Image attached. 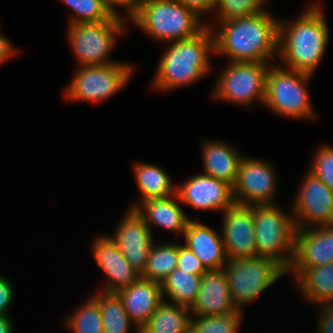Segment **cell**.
I'll return each mask as SVG.
<instances>
[{
    "label": "cell",
    "instance_id": "6da1fadb",
    "mask_svg": "<svg viewBox=\"0 0 333 333\" xmlns=\"http://www.w3.org/2000/svg\"><path fill=\"white\" fill-rule=\"evenodd\" d=\"M279 19L270 11L217 22L213 32L215 54L229 62H272L278 57ZM220 26V27H219Z\"/></svg>",
    "mask_w": 333,
    "mask_h": 333
},
{
    "label": "cell",
    "instance_id": "7a4b0ae2",
    "mask_svg": "<svg viewBox=\"0 0 333 333\" xmlns=\"http://www.w3.org/2000/svg\"><path fill=\"white\" fill-rule=\"evenodd\" d=\"M322 6H306L296 20L279 19L278 58L284 68L313 75L329 41V28Z\"/></svg>",
    "mask_w": 333,
    "mask_h": 333
},
{
    "label": "cell",
    "instance_id": "3957f363",
    "mask_svg": "<svg viewBox=\"0 0 333 333\" xmlns=\"http://www.w3.org/2000/svg\"><path fill=\"white\" fill-rule=\"evenodd\" d=\"M155 75L153 89L161 92L182 88L202 80L212 69L214 35L209 26L192 38L165 44Z\"/></svg>",
    "mask_w": 333,
    "mask_h": 333
},
{
    "label": "cell",
    "instance_id": "277c9868",
    "mask_svg": "<svg viewBox=\"0 0 333 333\" xmlns=\"http://www.w3.org/2000/svg\"><path fill=\"white\" fill-rule=\"evenodd\" d=\"M129 23L162 43L192 38L207 26L206 21L176 0H145Z\"/></svg>",
    "mask_w": 333,
    "mask_h": 333
},
{
    "label": "cell",
    "instance_id": "5b68a950",
    "mask_svg": "<svg viewBox=\"0 0 333 333\" xmlns=\"http://www.w3.org/2000/svg\"><path fill=\"white\" fill-rule=\"evenodd\" d=\"M312 75L279 65L270 66L266 77L264 106L287 119L312 120L317 115L310 101Z\"/></svg>",
    "mask_w": 333,
    "mask_h": 333
},
{
    "label": "cell",
    "instance_id": "8992f818",
    "mask_svg": "<svg viewBox=\"0 0 333 333\" xmlns=\"http://www.w3.org/2000/svg\"><path fill=\"white\" fill-rule=\"evenodd\" d=\"M278 206L277 203L254 205L257 256L276 260L287 270L294 256L297 228L293 213L287 214Z\"/></svg>",
    "mask_w": 333,
    "mask_h": 333
},
{
    "label": "cell",
    "instance_id": "52a82bcc",
    "mask_svg": "<svg viewBox=\"0 0 333 333\" xmlns=\"http://www.w3.org/2000/svg\"><path fill=\"white\" fill-rule=\"evenodd\" d=\"M124 20L112 16L106 21L68 25L67 39L78 66L108 65L117 62L108 56L115 49L117 39L127 32Z\"/></svg>",
    "mask_w": 333,
    "mask_h": 333
},
{
    "label": "cell",
    "instance_id": "ba28073f",
    "mask_svg": "<svg viewBox=\"0 0 333 333\" xmlns=\"http://www.w3.org/2000/svg\"><path fill=\"white\" fill-rule=\"evenodd\" d=\"M230 295L238 309L256 300L276 283L287 270L276 260L256 256L228 260L223 268Z\"/></svg>",
    "mask_w": 333,
    "mask_h": 333
},
{
    "label": "cell",
    "instance_id": "9c48e42d",
    "mask_svg": "<svg viewBox=\"0 0 333 333\" xmlns=\"http://www.w3.org/2000/svg\"><path fill=\"white\" fill-rule=\"evenodd\" d=\"M211 91L215 100L238 106H251L265 100L266 77L272 63L227 62Z\"/></svg>",
    "mask_w": 333,
    "mask_h": 333
},
{
    "label": "cell",
    "instance_id": "30bf717a",
    "mask_svg": "<svg viewBox=\"0 0 333 333\" xmlns=\"http://www.w3.org/2000/svg\"><path fill=\"white\" fill-rule=\"evenodd\" d=\"M135 67L125 62L79 66L64 90L69 101L104 102L120 92L132 79Z\"/></svg>",
    "mask_w": 333,
    "mask_h": 333
},
{
    "label": "cell",
    "instance_id": "8fae6325",
    "mask_svg": "<svg viewBox=\"0 0 333 333\" xmlns=\"http://www.w3.org/2000/svg\"><path fill=\"white\" fill-rule=\"evenodd\" d=\"M274 170L267 160L243 156L233 186L235 203L249 206L276 204L278 178Z\"/></svg>",
    "mask_w": 333,
    "mask_h": 333
},
{
    "label": "cell",
    "instance_id": "7c38bea8",
    "mask_svg": "<svg viewBox=\"0 0 333 333\" xmlns=\"http://www.w3.org/2000/svg\"><path fill=\"white\" fill-rule=\"evenodd\" d=\"M292 205L297 229L333 225V191L308 170Z\"/></svg>",
    "mask_w": 333,
    "mask_h": 333
},
{
    "label": "cell",
    "instance_id": "4fadbf2b",
    "mask_svg": "<svg viewBox=\"0 0 333 333\" xmlns=\"http://www.w3.org/2000/svg\"><path fill=\"white\" fill-rule=\"evenodd\" d=\"M222 218V237L229 260L257 256L254 205L234 203Z\"/></svg>",
    "mask_w": 333,
    "mask_h": 333
},
{
    "label": "cell",
    "instance_id": "5bb4252c",
    "mask_svg": "<svg viewBox=\"0 0 333 333\" xmlns=\"http://www.w3.org/2000/svg\"><path fill=\"white\" fill-rule=\"evenodd\" d=\"M125 213L127 214L118 222L115 233L110 237L131 266L142 275L155 239L153 232L134 208H128Z\"/></svg>",
    "mask_w": 333,
    "mask_h": 333
},
{
    "label": "cell",
    "instance_id": "9a60e30c",
    "mask_svg": "<svg viewBox=\"0 0 333 333\" xmlns=\"http://www.w3.org/2000/svg\"><path fill=\"white\" fill-rule=\"evenodd\" d=\"M176 193L181 203L201 211L224 212L235 203L230 184L203 173L177 185Z\"/></svg>",
    "mask_w": 333,
    "mask_h": 333
},
{
    "label": "cell",
    "instance_id": "2e32d148",
    "mask_svg": "<svg viewBox=\"0 0 333 333\" xmlns=\"http://www.w3.org/2000/svg\"><path fill=\"white\" fill-rule=\"evenodd\" d=\"M333 262V225L297 229L294 256L287 273L294 278L305 268Z\"/></svg>",
    "mask_w": 333,
    "mask_h": 333
},
{
    "label": "cell",
    "instance_id": "e0dca14e",
    "mask_svg": "<svg viewBox=\"0 0 333 333\" xmlns=\"http://www.w3.org/2000/svg\"><path fill=\"white\" fill-rule=\"evenodd\" d=\"M91 247L97 266L106 276V285L100 291L117 293L141 278L109 235L97 236Z\"/></svg>",
    "mask_w": 333,
    "mask_h": 333
},
{
    "label": "cell",
    "instance_id": "ac0fdd59",
    "mask_svg": "<svg viewBox=\"0 0 333 333\" xmlns=\"http://www.w3.org/2000/svg\"><path fill=\"white\" fill-rule=\"evenodd\" d=\"M184 245L201 261L207 271L222 270L229 260L221 232L201 221L190 220L183 234Z\"/></svg>",
    "mask_w": 333,
    "mask_h": 333
},
{
    "label": "cell",
    "instance_id": "d6986e66",
    "mask_svg": "<svg viewBox=\"0 0 333 333\" xmlns=\"http://www.w3.org/2000/svg\"><path fill=\"white\" fill-rule=\"evenodd\" d=\"M192 316H214L242 311L230 295L224 270L207 271L202 275L196 302L190 308Z\"/></svg>",
    "mask_w": 333,
    "mask_h": 333
},
{
    "label": "cell",
    "instance_id": "ffe728a7",
    "mask_svg": "<svg viewBox=\"0 0 333 333\" xmlns=\"http://www.w3.org/2000/svg\"><path fill=\"white\" fill-rule=\"evenodd\" d=\"M117 294L136 327V333H140V329L163 301L161 283L143 278L121 289Z\"/></svg>",
    "mask_w": 333,
    "mask_h": 333
},
{
    "label": "cell",
    "instance_id": "44dd1931",
    "mask_svg": "<svg viewBox=\"0 0 333 333\" xmlns=\"http://www.w3.org/2000/svg\"><path fill=\"white\" fill-rule=\"evenodd\" d=\"M177 193L166 197L148 199L142 201L135 210L144 219L146 225L152 232L155 224L161 229L173 232L175 235H183L191 218L181 208Z\"/></svg>",
    "mask_w": 333,
    "mask_h": 333
},
{
    "label": "cell",
    "instance_id": "7402d4cb",
    "mask_svg": "<svg viewBox=\"0 0 333 333\" xmlns=\"http://www.w3.org/2000/svg\"><path fill=\"white\" fill-rule=\"evenodd\" d=\"M203 174L225 181L232 187L236 183L238 169L243 157L232 144L216 140L201 141Z\"/></svg>",
    "mask_w": 333,
    "mask_h": 333
},
{
    "label": "cell",
    "instance_id": "603a6c76",
    "mask_svg": "<svg viewBox=\"0 0 333 333\" xmlns=\"http://www.w3.org/2000/svg\"><path fill=\"white\" fill-rule=\"evenodd\" d=\"M132 170L141 197L139 203L133 202L129 208L135 209L144 200L166 198L176 193V184L160 165L137 161Z\"/></svg>",
    "mask_w": 333,
    "mask_h": 333
},
{
    "label": "cell",
    "instance_id": "cb8c5ba5",
    "mask_svg": "<svg viewBox=\"0 0 333 333\" xmlns=\"http://www.w3.org/2000/svg\"><path fill=\"white\" fill-rule=\"evenodd\" d=\"M301 296L317 305L333 303V262L303 269L295 278Z\"/></svg>",
    "mask_w": 333,
    "mask_h": 333
},
{
    "label": "cell",
    "instance_id": "d4e9b609",
    "mask_svg": "<svg viewBox=\"0 0 333 333\" xmlns=\"http://www.w3.org/2000/svg\"><path fill=\"white\" fill-rule=\"evenodd\" d=\"M191 318L190 308L165 299L140 329V333H189Z\"/></svg>",
    "mask_w": 333,
    "mask_h": 333
},
{
    "label": "cell",
    "instance_id": "484cf974",
    "mask_svg": "<svg viewBox=\"0 0 333 333\" xmlns=\"http://www.w3.org/2000/svg\"><path fill=\"white\" fill-rule=\"evenodd\" d=\"M202 275L175 268L162 282L163 300L191 308L200 290Z\"/></svg>",
    "mask_w": 333,
    "mask_h": 333
},
{
    "label": "cell",
    "instance_id": "4316f807",
    "mask_svg": "<svg viewBox=\"0 0 333 333\" xmlns=\"http://www.w3.org/2000/svg\"><path fill=\"white\" fill-rule=\"evenodd\" d=\"M99 304L104 333H129L134 325L117 293L96 290L92 295ZM132 324V325H131Z\"/></svg>",
    "mask_w": 333,
    "mask_h": 333
},
{
    "label": "cell",
    "instance_id": "83f0119b",
    "mask_svg": "<svg viewBox=\"0 0 333 333\" xmlns=\"http://www.w3.org/2000/svg\"><path fill=\"white\" fill-rule=\"evenodd\" d=\"M178 243L153 242L147 260V266L141 278L161 283L177 268Z\"/></svg>",
    "mask_w": 333,
    "mask_h": 333
},
{
    "label": "cell",
    "instance_id": "f1b7e54d",
    "mask_svg": "<svg viewBox=\"0 0 333 333\" xmlns=\"http://www.w3.org/2000/svg\"><path fill=\"white\" fill-rule=\"evenodd\" d=\"M64 322L72 333H104L101 309L93 296L67 316Z\"/></svg>",
    "mask_w": 333,
    "mask_h": 333
},
{
    "label": "cell",
    "instance_id": "f546056e",
    "mask_svg": "<svg viewBox=\"0 0 333 333\" xmlns=\"http://www.w3.org/2000/svg\"><path fill=\"white\" fill-rule=\"evenodd\" d=\"M244 311L224 315L192 316L189 333H238Z\"/></svg>",
    "mask_w": 333,
    "mask_h": 333
},
{
    "label": "cell",
    "instance_id": "4dcf8cb0",
    "mask_svg": "<svg viewBox=\"0 0 333 333\" xmlns=\"http://www.w3.org/2000/svg\"><path fill=\"white\" fill-rule=\"evenodd\" d=\"M74 13L68 15V25L75 23L101 22L113 15L107 9L104 0H62Z\"/></svg>",
    "mask_w": 333,
    "mask_h": 333
},
{
    "label": "cell",
    "instance_id": "1f68e13d",
    "mask_svg": "<svg viewBox=\"0 0 333 333\" xmlns=\"http://www.w3.org/2000/svg\"><path fill=\"white\" fill-rule=\"evenodd\" d=\"M268 0H217L215 9L217 22L241 18L267 11L263 5ZM218 14V15H217Z\"/></svg>",
    "mask_w": 333,
    "mask_h": 333
},
{
    "label": "cell",
    "instance_id": "d6a6232c",
    "mask_svg": "<svg viewBox=\"0 0 333 333\" xmlns=\"http://www.w3.org/2000/svg\"><path fill=\"white\" fill-rule=\"evenodd\" d=\"M312 160L308 171L333 191V146L322 145Z\"/></svg>",
    "mask_w": 333,
    "mask_h": 333
},
{
    "label": "cell",
    "instance_id": "836d02e7",
    "mask_svg": "<svg viewBox=\"0 0 333 333\" xmlns=\"http://www.w3.org/2000/svg\"><path fill=\"white\" fill-rule=\"evenodd\" d=\"M177 268L196 275H203L207 272L201 261L183 243H178Z\"/></svg>",
    "mask_w": 333,
    "mask_h": 333
},
{
    "label": "cell",
    "instance_id": "e575fe53",
    "mask_svg": "<svg viewBox=\"0 0 333 333\" xmlns=\"http://www.w3.org/2000/svg\"><path fill=\"white\" fill-rule=\"evenodd\" d=\"M144 1L145 0H104L107 9L113 16L123 18L116 9L118 7L124 8L129 21L138 13Z\"/></svg>",
    "mask_w": 333,
    "mask_h": 333
},
{
    "label": "cell",
    "instance_id": "d590c367",
    "mask_svg": "<svg viewBox=\"0 0 333 333\" xmlns=\"http://www.w3.org/2000/svg\"><path fill=\"white\" fill-rule=\"evenodd\" d=\"M14 287L11 280L0 274V315H9L8 308L13 303Z\"/></svg>",
    "mask_w": 333,
    "mask_h": 333
},
{
    "label": "cell",
    "instance_id": "8d00e7d4",
    "mask_svg": "<svg viewBox=\"0 0 333 333\" xmlns=\"http://www.w3.org/2000/svg\"><path fill=\"white\" fill-rule=\"evenodd\" d=\"M318 308V326L316 333H333V303L323 304Z\"/></svg>",
    "mask_w": 333,
    "mask_h": 333
},
{
    "label": "cell",
    "instance_id": "74e56055",
    "mask_svg": "<svg viewBox=\"0 0 333 333\" xmlns=\"http://www.w3.org/2000/svg\"><path fill=\"white\" fill-rule=\"evenodd\" d=\"M195 12L200 18L202 15L215 12L217 0H176Z\"/></svg>",
    "mask_w": 333,
    "mask_h": 333
},
{
    "label": "cell",
    "instance_id": "f35d334b",
    "mask_svg": "<svg viewBox=\"0 0 333 333\" xmlns=\"http://www.w3.org/2000/svg\"><path fill=\"white\" fill-rule=\"evenodd\" d=\"M19 49L14 47L8 37L0 32V66L7 60L11 59L19 53Z\"/></svg>",
    "mask_w": 333,
    "mask_h": 333
},
{
    "label": "cell",
    "instance_id": "ab89813d",
    "mask_svg": "<svg viewBox=\"0 0 333 333\" xmlns=\"http://www.w3.org/2000/svg\"><path fill=\"white\" fill-rule=\"evenodd\" d=\"M12 320L9 315H0V333H14Z\"/></svg>",
    "mask_w": 333,
    "mask_h": 333
}]
</instances>
